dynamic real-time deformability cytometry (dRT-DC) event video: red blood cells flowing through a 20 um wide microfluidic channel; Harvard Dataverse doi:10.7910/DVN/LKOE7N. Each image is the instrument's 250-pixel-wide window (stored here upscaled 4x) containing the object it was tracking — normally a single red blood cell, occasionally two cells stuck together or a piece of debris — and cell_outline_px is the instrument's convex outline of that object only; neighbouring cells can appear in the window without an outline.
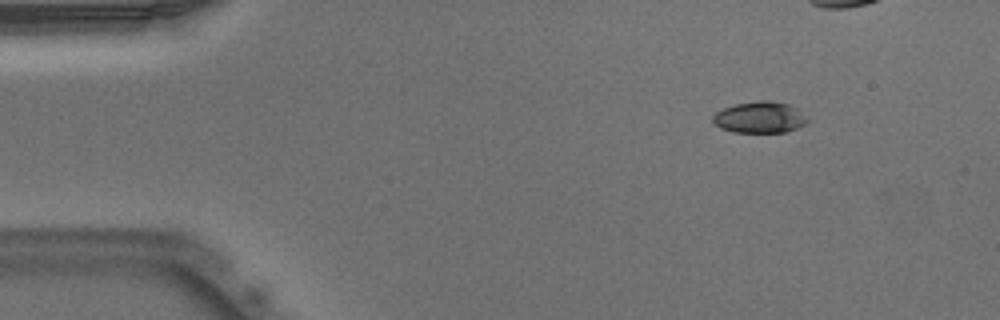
{"species": "Egyptian fruit bat (a non-hibernating species)", "species_latin": "Rousettus aegyptiacus", "temperature_condition": "warm", "stored_images_in_passage": 38, "camera_frame_rate_fps": 3000, "um_per_image_px": 0.085, "animal": {"sex": "male"}, "frame": {"image": 1, "passage_image": 2, "time_ms": 0.333, "image_size_px": [1000, 320], "cell_outline_px": [[808, 120], [804, 124], [788, 132], [732, 132], [720, 128], [712, 120], [712, 116], [716, 112], [724, 108], [736, 104], [760, 100], [768, 100], [788, 104], [796, 108]], "centroid_in_image_um": [64.55, 9.98], "position_along_channel_um": 20.5, "area_um2": 17.11}}
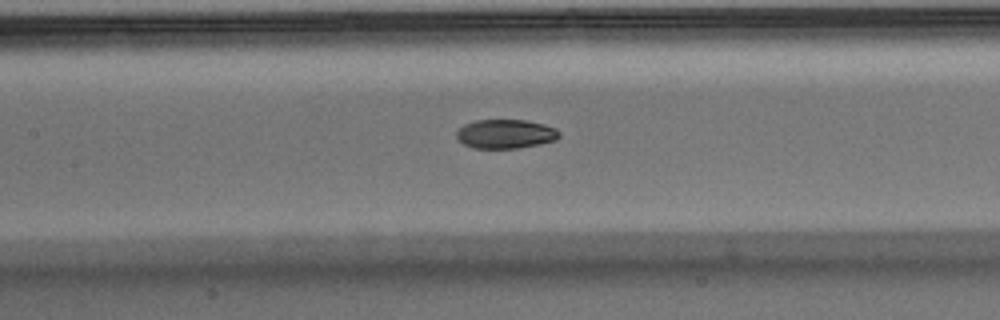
{"frame": {"image": 2, "passage_image": 19, "time_ms": 6.0, "image_size_px": [1000, 320], "cell_outline_px": [[560, 136], [556, 140], [540, 144], [520, 148], [472, 148], [464, 144], [456, 136], [456, 132], [464, 124], [476, 120], [524, 120], [544, 124], [556, 128], [560, 132]], "centroid_in_image_um": [42.99, 11.38], "position_along_channel_um": 164.4, "area_um2": 17.46}}
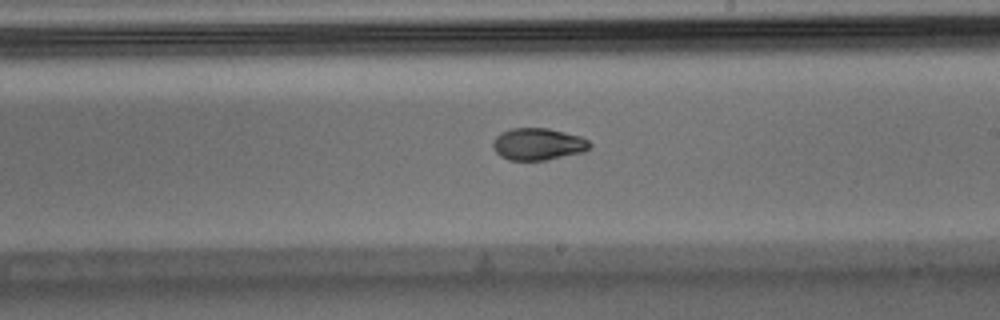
{"frame": {"image": 3, "passage_image": 25, "time_ms": 8.0, "image_size_px": [1000, 320], "cell_outline_px": [[592, 144], [584, 152], [544, 160], [508, 160], [500, 156], [496, 152], [492, 144], [492, 140], [500, 132], [512, 128], [548, 128], [580, 136], [588, 140]], "centroid_in_image_um": [45.71, 12.24], "position_along_channel_um": 243.3, "area_um2": 18.09}}